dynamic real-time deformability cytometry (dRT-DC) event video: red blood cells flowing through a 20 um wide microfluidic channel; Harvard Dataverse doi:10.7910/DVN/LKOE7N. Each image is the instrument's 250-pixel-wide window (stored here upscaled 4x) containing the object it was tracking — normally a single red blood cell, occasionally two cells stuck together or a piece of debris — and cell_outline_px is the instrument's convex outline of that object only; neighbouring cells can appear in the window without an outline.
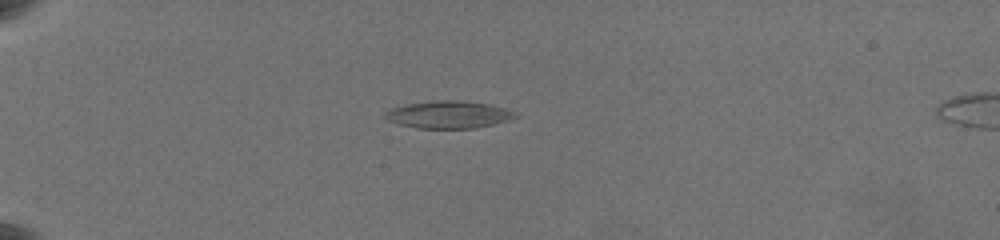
{"species": "common noctule bat (a hibernating species)", "species_latin": "Nyctalus noctula", "temperature_condition": "warm", "stored_images_in_passage": 76, "camera_frame_rate_fps": 3000, "um_per_image_px": 0.085, "animal": {"sex": "female", "body_mass_g": 19.5, "forearm_length_mm": 54.1}, "frame": {"image": 1, "passage_image": 1, "time_ms": 0.0, "image_size_px": [1000, 240], "cell_outline_px": [[520, 116], [508, 120], [492, 124], [472, 128], [416, 128], [400, 124], [388, 120], [384, 116], [384, 112], [392, 108], [408, 104], [436, 100], [460, 100], [488, 104], [504, 108], [516, 112]], "centroid_in_image_um": [38.14, 9.74], "position_along_channel_um": 46.9, "area_um2": 20.58}}
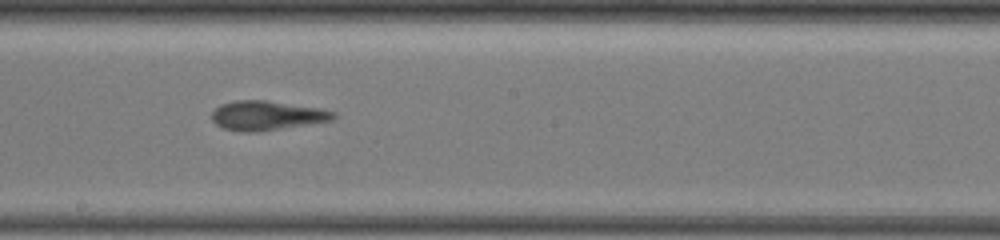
{"frame": {"image": 2, "passage_image": 33, "time_ms": 6.333, "image_size_px": [1000, 240], "cell_outline_px": [[336, 116], [332, 120], [256, 132], [244, 132], [224, 128], [216, 124], [212, 120], [212, 112], [220, 104], [236, 100], [264, 100], [320, 108], [336, 112]], "centroid_in_image_um": [22.66, 9.81], "position_along_channel_um": 225.5, "area_um2": 20.58}}
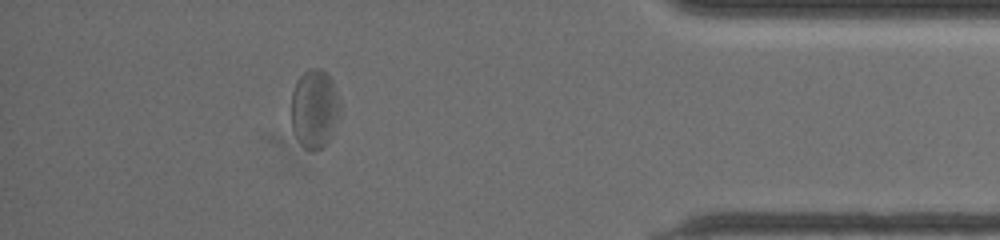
{"frame": {"image": 3, "passage_image": 63, "time_ms": 12.333, "image_size_px": [1000, 240], "cell_outline_px": [[336, 112], [328, 140], [324, 148], [312, 152], [304, 148], [300, 144], [292, 128], [292, 92], [296, 80], [304, 72], [312, 68], [320, 68], [332, 80], [336, 96]], "centroid_in_image_um": [26.64, 9.26], "position_along_channel_um": 408.6, "area_um2": 21.39}, "authors_computed_cell_mechanics": {"area_um2": 20.9236, "velocity_mm_per_s": 3.5568, "shape_relaxation_time_tau1_ms": 4.8242, "shape_relaxation_time_tau2_ms": 1.6954, "deformation_change_tau1": 0.1259, "deformation_change_tau2": 0.0945}}